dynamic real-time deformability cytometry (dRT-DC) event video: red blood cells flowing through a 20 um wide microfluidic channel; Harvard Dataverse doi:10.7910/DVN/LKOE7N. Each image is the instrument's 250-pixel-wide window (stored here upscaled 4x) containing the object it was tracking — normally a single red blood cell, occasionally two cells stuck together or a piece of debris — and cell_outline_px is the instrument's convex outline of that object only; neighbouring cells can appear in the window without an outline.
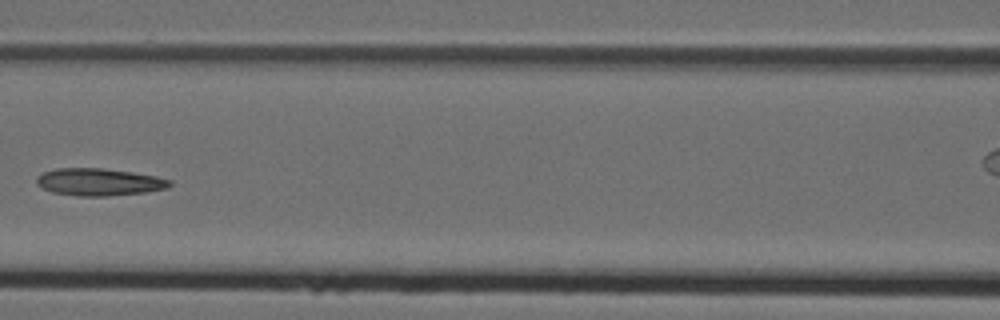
{"species": "Egyptian fruit bat (a non-hibernating species)", "species_latin": "Rousettus aegyptiacus", "temperature_condition": "cold", "stored_images_in_passage": 6, "segment_of_instrument_passage": [1, 2], "camera_frame_rate_fps": 3000, "um_per_image_px": 0.085, "animal": {"sex": "female"}, "frame": {"image": 1, "passage_image": 5, "time_ms": 1.333, "image_size_px": [1000, 320], "cell_outline_px": [[172, 184], [168, 188], [144, 192], [108, 196], [76, 196], [52, 192], [36, 184], [36, 176], [44, 172], [56, 168], [104, 168], [132, 172], [156, 176], [172, 180]], "centroid_in_image_um": [8.42, 15.47], "position_along_channel_um": 158.2, "area_um2": 21.27}}